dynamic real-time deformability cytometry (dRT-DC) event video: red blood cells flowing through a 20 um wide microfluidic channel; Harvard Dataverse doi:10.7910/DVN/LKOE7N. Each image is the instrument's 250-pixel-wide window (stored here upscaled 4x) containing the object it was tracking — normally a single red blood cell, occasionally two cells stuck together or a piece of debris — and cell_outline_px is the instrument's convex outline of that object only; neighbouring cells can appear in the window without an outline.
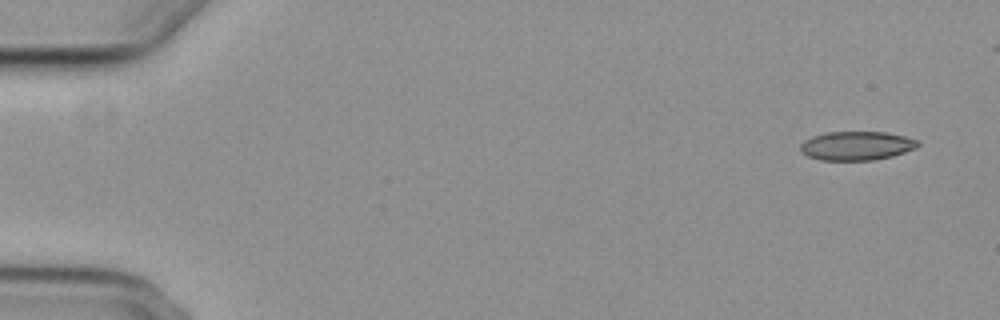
{"species": "common noctule bat (a hibernating species)", "species_latin": "Nyctalus noctula", "temperature_condition": "cold", "stored_images_in_passage": 6, "camera_frame_rate_fps": 3000, "um_per_image_px": 0.085, "animal": {"sex": "female", "body_mass_g": 29.2, "forearm_length_mm": 56.3}, "frame": {"image": 1, "passage_image": 1, "time_ms": 0.0, "image_size_px": [1000, 320], "cell_outline_px": [[920, 144], [916, 148], [892, 156], [872, 160], [820, 160], [808, 156], [800, 148], [800, 144], [804, 140], [812, 136], [828, 132], [884, 132], [904, 136], [920, 140]], "centroid_in_image_um": [72.83, 12.38], "position_along_channel_um": 12.2, "area_um2": 19.71}}
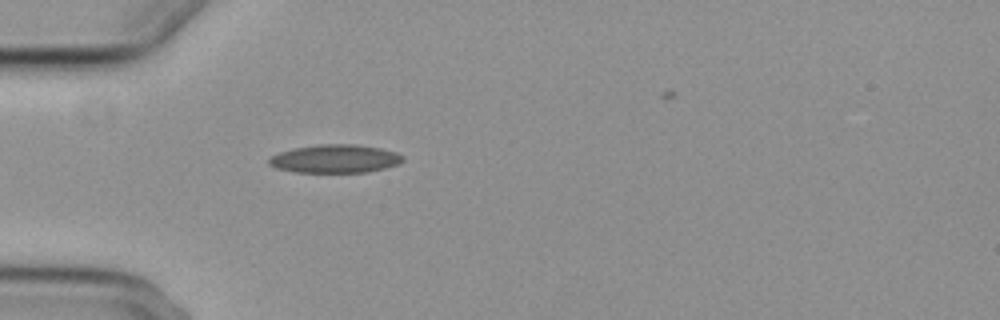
{"frame": {"image": 2, "passage_image": 5, "time_ms": 4.667, "image_size_px": [1000, 320], "cell_outline_px": [[404, 160], [396, 164], [384, 168], [368, 172], [296, 172], [276, 168], [268, 164], [268, 160], [272, 156], [280, 152], [296, 148], [320, 144], [352, 144], [380, 148], [396, 152], [404, 156]], "centroid_in_image_um": [28.49, 13.49], "position_along_channel_um": 56.5, "area_um2": 21.85}}